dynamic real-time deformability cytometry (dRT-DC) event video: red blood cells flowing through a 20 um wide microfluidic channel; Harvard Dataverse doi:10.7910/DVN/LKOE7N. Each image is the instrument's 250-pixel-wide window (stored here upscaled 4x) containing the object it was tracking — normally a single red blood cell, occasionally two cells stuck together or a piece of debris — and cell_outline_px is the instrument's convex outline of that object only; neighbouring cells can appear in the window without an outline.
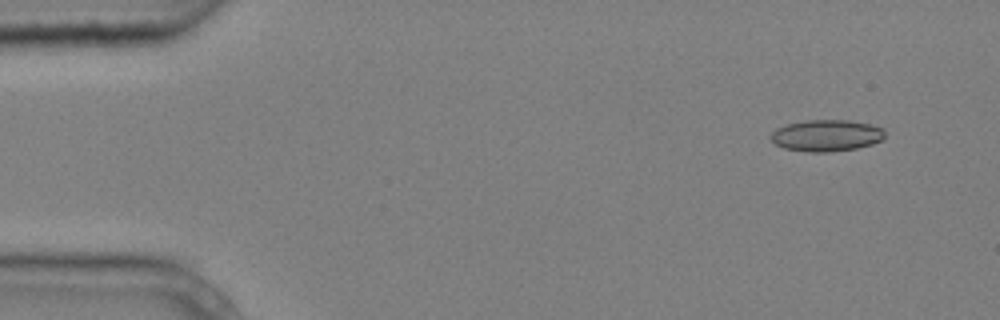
{"species": "common noctule bat (a hibernating species)", "species_latin": "Nyctalus noctula", "temperature_condition": "cold", "stored_images_in_passage": 5, "camera_frame_rate_fps": 3000, "um_per_image_px": 0.085, "animal": {"sex": "male", "body_mass_g": 20.4}, "frame": {"image": 1, "passage_image": 2, "time_ms": 0.333, "image_size_px": [1000, 320], "cell_outline_px": [[884, 136], [880, 140], [872, 144], [856, 148], [828, 152], [808, 152], [784, 148], [776, 144], [768, 136], [776, 128], [788, 124], [804, 120], [848, 120], [868, 124], [884, 128]], "centroid_in_image_um": [70.22, 11.51], "position_along_channel_um": 14.8, "area_um2": 20.92}}
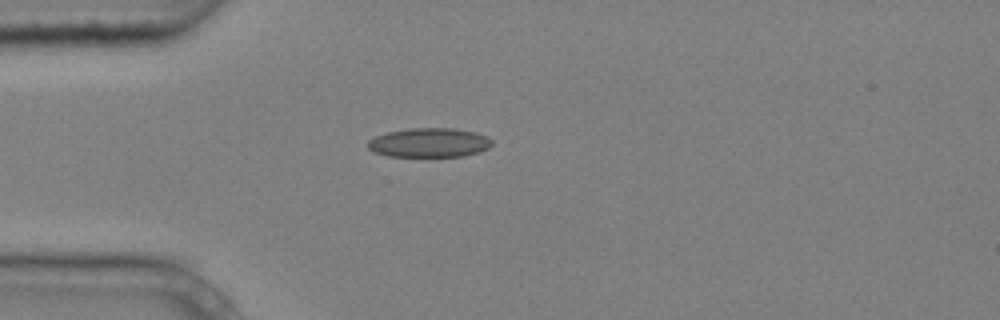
{"frame": {"image": 2, "passage_image": 5, "time_ms": 1.333, "image_size_px": [1000, 320], "cell_outline_px": [[492, 144], [488, 148], [480, 152], [464, 156], [388, 156], [372, 152], [368, 148], [368, 140], [376, 136], [388, 132], [412, 128], [456, 128], [476, 132], [488, 136], [492, 140]], "centroid_in_image_um": [36.51, 12.12], "position_along_channel_um": 48.5, "area_um2": 21.27}}